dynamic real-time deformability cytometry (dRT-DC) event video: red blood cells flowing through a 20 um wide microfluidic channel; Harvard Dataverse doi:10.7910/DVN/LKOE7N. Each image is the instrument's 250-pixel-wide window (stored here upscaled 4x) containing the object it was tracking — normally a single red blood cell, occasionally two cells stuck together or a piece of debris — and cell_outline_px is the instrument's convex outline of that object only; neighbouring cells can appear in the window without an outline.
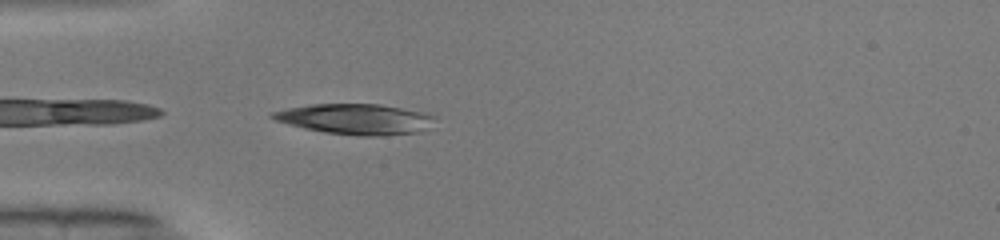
{"species": "common noctule bat (a hibernating species)", "species_latin": "Nyctalus noctula", "temperature_condition": "warm", "stored_images_in_passage": 36, "camera_frame_rate_fps": 3000, "um_per_image_px": 0.085, "animal": {"sex": "male", "body_mass_g": 19.0, "forearm_length_mm": 50.8}, "frame": {"image": 1, "passage_image": 1, "time_ms": 0.0, "image_size_px": [1000, 240], "cell_outline_px": [[436, 116], [420, 132], [380, 136], [364, 136], [324, 132], [304, 128], [288, 124], [276, 120], [268, 116], [272, 112], [288, 108], [312, 104], [380, 104], [428, 112]], "centroid_in_image_um": [30.22, 10.11], "position_along_channel_um": 54.8, "area_um2": 28.73}}
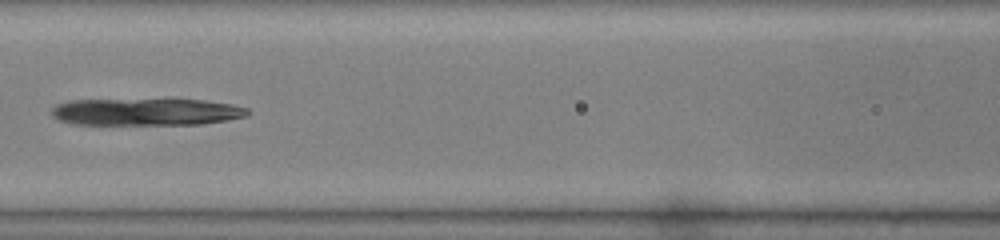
{"frame": {"image": 2, "passage_image": 9, "time_ms": 2.667, "image_size_px": [1000, 240], "cell_outline_px": [[252, 112], [248, 116], [228, 120], [200, 124], [72, 124], [60, 120], [52, 116], [52, 108], [56, 104], [68, 100], [172, 96], [204, 100], [232, 104], [248, 108]], "centroid_in_image_um": [12.47, 9.44], "position_along_channel_um": 154.1, "area_um2": 32.83}}
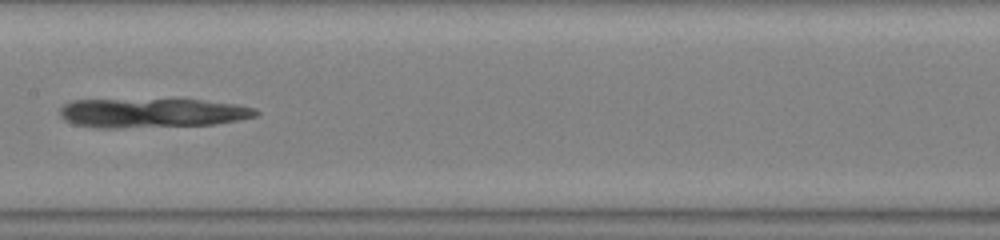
{"frame": {"image": 3, "passage_image": 12, "time_ms": 3.667, "image_size_px": [1000, 240], "cell_outline_px": [[260, 112], [256, 116], [236, 120], [212, 124], [116, 128], [96, 128], [72, 124], [64, 120], [60, 116], [60, 108], [64, 104], [72, 100], [200, 100], [236, 104], [256, 108]], "centroid_in_image_um": [12.88, 9.6], "position_along_channel_um": 194.5, "area_um2": 33.23}}